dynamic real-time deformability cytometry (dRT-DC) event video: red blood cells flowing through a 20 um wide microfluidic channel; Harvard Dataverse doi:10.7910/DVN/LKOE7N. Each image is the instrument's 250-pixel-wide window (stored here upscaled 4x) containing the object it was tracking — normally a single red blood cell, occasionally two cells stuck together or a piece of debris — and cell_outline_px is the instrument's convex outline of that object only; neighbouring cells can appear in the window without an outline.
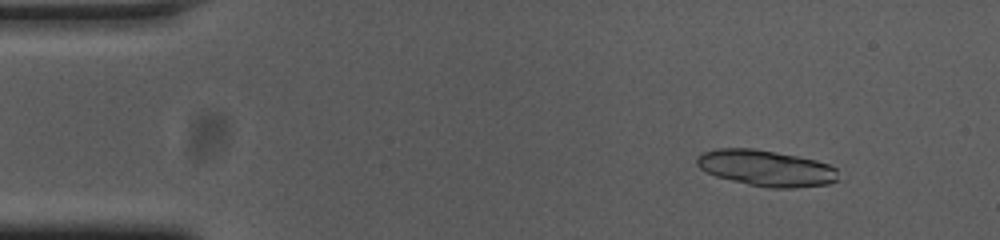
{"species": "common noctule bat (a hibernating species)", "species_latin": "Nyctalus noctula", "temperature_condition": "cold", "stored_images_in_passage": 32, "camera_frame_rate_fps": 3000, "um_per_image_px": 0.085, "animal": {"sex": "female", "body_mass_g": 23.0, "forearm_length_mm": 53.4}, "frame": {"image": 1, "passage_image": 6, "time_ms": 1.667, "image_size_px": [1000, 240], "cell_outline_px": [[836, 180], [828, 184], [796, 188], [768, 188], [748, 184], [716, 176], [700, 168], [696, 164], [696, 156], [704, 152], [716, 148], [752, 148], [796, 156], [816, 160], [828, 164], [836, 168]], "centroid_in_image_um": [65.09, 14.29], "position_along_channel_um": 19.9, "area_um2": 29.54}}
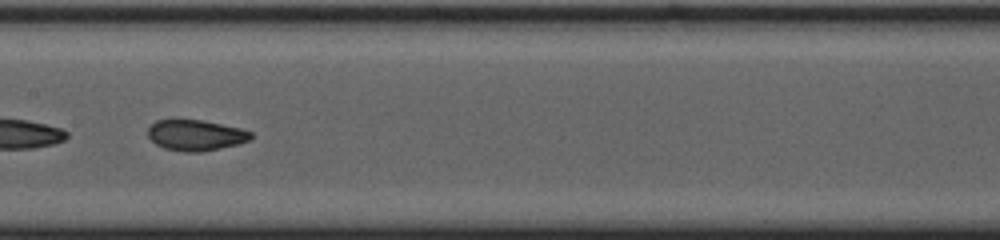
{"frame": {"image": 2, "passage_image": 27, "time_ms": 8.667, "image_size_px": [1000, 240], "cell_outline_px": [[252, 136], [248, 140], [236, 144], [220, 148], [200, 152], [184, 152], [164, 148], [156, 144], [148, 136], [148, 128], [156, 120], [200, 120], [240, 128], [252, 132]], "centroid_in_image_um": [16.61, 11.5], "position_along_channel_um": 190.8, "area_um2": 18.21}}